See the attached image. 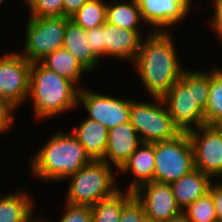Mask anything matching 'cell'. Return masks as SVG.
<instances>
[{"label":"cell","instance_id":"obj_1","mask_svg":"<svg viewBox=\"0 0 222 222\" xmlns=\"http://www.w3.org/2000/svg\"><path fill=\"white\" fill-rule=\"evenodd\" d=\"M172 32L152 31L143 38L133 61L144 89L150 97L162 98L180 79L183 71ZM183 68V69H182Z\"/></svg>","mask_w":222,"mask_h":222},{"label":"cell","instance_id":"obj_2","mask_svg":"<svg viewBox=\"0 0 222 222\" xmlns=\"http://www.w3.org/2000/svg\"><path fill=\"white\" fill-rule=\"evenodd\" d=\"M209 86L210 70L203 72L185 69L171 90L162 97L180 133H188L205 125L204 110L208 102Z\"/></svg>","mask_w":222,"mask_h":222},{"label":"cell","instance_id":"obj_3","mask_svg":"<svg viewBox=\"0 0 222 222\" xmlns=\"http://www.w3.org/2000/svg\"><path fill=\"white\" fill-rule=\"evenodd\" d=\"M31 160L33 175L46 183L66 180L92 161L76 137L62 131L52 135Z\"/></svg>","mask_w":222,"mask_h":222},{"label":"cell","instance_id":"obj_4","mask_svg":"<svg viewBox=\"0 0 222 222\" xmlns=\"http://www.w3.org/2000/svg\"><path fill=\"white\" fill-rule=\"evenodd\" d=\"M80 89L40 62L31 64L29 97L37 119L45 120L76 108Z\"/></svg>","mask_w":222,"mask_h":222},{"label":"cell","instance_id":"obj_5","mask_svg":"<svg viewBox=\"0 0 222 222\" xmlns=\"http://www.w3.org/2000/svg\"><path fill=\"white\" fill-rule=\"evenodd\" d=\"M112 166L94 160L68 177L70 185L65 203L73 206L92 207L99 201L113 196L120 189L116 186Z\"/></svg>","mask_w":222,"mask_h":222},{"label":"cell","instance_id":"obj_6","mask_svg":"<svg viewBox=\"0 0 222 222\" xmlns=\"http://www.w3.org/2000/svg\"><path fill=\"white\" fill-rule=\"evenodd\" d=\"M154 102L132 101L130 123L144 143L170 141L180 135L165 107L163 99L152 97Z\"/></svg>","mask_w":222,"mask_h":222},{"label":"cell","instance_id":"obj_7","mask_svg":"<svg viewBox=\"0 0 222 222\" xmlns=\"http://www.w3.org/2000/svg\"><path fill=\"white\" fill-rule=\"evenodd\" d=\"M154 181L171 184L195 169L194 153L187 133L154 143Z\"/></svg>","mask_w":222,"mask_h":222},{"label":"cell","instance_id":"obj_8","mask_svg":"<svg viewBox=\"0 0 222 222\" xmlns=\"http://www.w3.org/2000/svg\"><path fill=\"white\" fill-rule=\"evenodd\" d=\"M25 29L24 53L21 55L31 63L40 62L63 47L66 16L29 17Z\"/></svg>","mask_w":222,"mask_h":222},{"label":"cell","instance_id":"obj_9","mask_svg":"<svg viewBox=\"0 0 222 222\" xmlns=\"http://www.w3.org/2000/svg\"><path fill=\"white\" fill-rule=\"evenodd\" d=\"M31 64L20 52L0 56V97L16 108L29 98Z\"/></svg>","mask_w":222,"mask_h":222},{"label":"cell","instance_id":"obj_10","mask_svg":"<svg viewBox=\"0 0 222 222\" xmlns=\"http://www.w3.org/2000/svg\"><path fill=\"white\" fill-rule=\"evenodd\" d=\"M195 168L211 178L222 177V127L204 125L187 133Z\"/></svg>","mask_w":222,"mask_h":222},{"label":"cell","instance_id":"obj_11","mask_svg":"<svg viewBox=\"0 0 222 222\" xmlns=\"http://www.w3.org/2000/svg\"><path fill=\"white\" fill-rule=\"evenodd\" d=\"M133 100L90 92L82 87L78 104H83L87 118L97 121L108 130L130 121V107Z\"/></svg>","mask_w":222,"mask_h":222},{"label":"cell","instance_id":"obj_12","mask_svg":"<svg viewBox=\"0 0 222 222\" xmlns=\"http://www.w3.org/2000/svg\"><path fill=\"white\" fill-rule=\"evenodd\" d=\"M133 194L143 206L149 221L165 222L182 216L171 184L153 180L138 187Z\"/></svg>","mask_w":222,"mask_h":222},{"label":"cell","instance_id":"obj_13","mask_svg":"<svg viewBox=\"0 0 222 222\" xmlns=\"http://www.w3.org/2000/svg\"><path fill=\"white\" fill-rule=\"evenodd\" d=\"M143 23L155 26L151 31H169L166 29L181 22L189 13L191 0H137ZM159 28V29H158Z\"/></svg>","mask_w":222,"mask_h":222},{"label":"cell","instance_id":"obj_14","mask_svg":"<svg viewBox=\"0 0 222 222\" xmlns=\"http://www.w3.org/2000/svg\"><path fill=\"white\" fill-rule=\"evenodd\" d=\"M142 143L130 121L116 126L109 130L106 152L102 161L109 165L113 164L117 170H120Z\"/></svg>","mask_w":222,"mask_h":222},{"label":"cell","instance_id":"obj_15","mask_svg":"<svg viewBox=\"0 0 222 222\" xmlns=\"http://www.w3.org/2000/svg\"><path fill=\"white\" fill-rule=\"evenodd\" d=\"M140 30H129L112 25L107 21L103 24V38L105 43V57L119 60H135L142 42Z\"/></svg>","mask_w":222,"mask_h":222},{"label":"cell","instance_id":"obj_16","mask_svg":"<svg viewBox=\"0 0 222 222\" xmlns=\"http://www.w3.org/2000/svg\"><path fill=\"white\" fill-rule=\"evenodd\" d=\"M155 156L154 143H142L121 167L119 172L127 174L132 172L134 179L126 188L134 192L141 185L154 180Z\"/></svg>","mask_w":222,"mask_h":222},{"label":"cell","instance_id":"obj_17","mask_svg":"<svg viewBox=\"0 0 222 222\" xmlns=\"http://www.w3.org/2000/svg\"><path fill=\"white\" fill-rule=\"evenodd\" d=\"M211 179L209 175L195 168L187 175L171 183L176 203L181 211L209 192Z\"/></svg>","mask_w":222,"mask_h":222},{"label":"cell","instance_id":"obj_18","mask_svg":"<svg viewBox=\"0 0 222 222\" xmlns=\"http://www.w3.org/2000/svg\"><path fill=\"white\" fill-rule=\"evenodd\" d=\"M71 132L83 145L92 161L103 160L106 152L109 130L97 121L85 118Z\"/></svg>","mask_w":222,"mask_h":222},{"label":"cell","instance_id":"obj_19","mask_svg":"<svg viewBox=\"0 0 222 222\" xmlns=\"http://www.w3.org/2000/svg\"><path fill=\"white\" fill-rule=\"evenodd\" d=\"M88 39L86 38V30L76 25L70 17L66 16V29L63 47L71 53L88 71H92L99 64V59L87 45Z\"/></svg>","mask_w":222,"mask_h":222},{"label":"cell","instance_id":"obj_20","mask_svg":"<svg viewBox=\"0 0 222 222\" xmlns=\"http://www.w3.org/2000/svg\"><path fill=\"white\" fill-rule=\"evenodd\" d=\"M29 195L18 191L0 196V222H40L33 218L34 203Z\"/></svg>","mask_w":222,"mask_h":222},{"label":"cell","instance_id":"obj_21","mask_svg":"<svg viewBox=\"0 0 222 222\" xmlns=\"http://www.w3.org/2000/svg\"><path fill=\"white\" fill-rule=\"evenodd\" d=\"M40 63L47 69L57 73L61 77L68 79L77 86L81 76L88 72L82 64L64 48L58 49L46 56Z\"/></svg>","mask_w":222,"mask_h":222},{"label":"cell","instance_id":"obj_22","mask_svg":"<svg viewBox=\"0 0 222 222\" xmlns=\"http://www.w3.org/2000/svg\"><path fill=\"white\" fill-rule=\"evenodd\" d=\"M111 1L107 3L106 21L120 28L139 30L143 18L137 0H128L126 3H121L120 0Z\"/></svg>","mask_w":222,"mask_h":222},{"label":"cell","instance_id":"obj_23","mask_svg":"<svg viewBox=\"0 0 222 222\" xmlns=\"http://www.w3.org/2000/svg\"><path fill=\"white\" fill-rule=\"evenodd\" d=\"M134 196L132 191H117L91 207L92 222H119L124 205Z\"/></svg>","mask_w":222,"mask_h":222},{"label":"cell","instance_id":"obj_24","mask_svg":"<svg viewBox=\"0 0 222 222\" xmlns=\"http://www.w3.org/2000/svg\"><path fill=\"white\" fill-rule=\"evenodd\" d=\"M205 125L222 127V69L210 70L207 106L204 110Z\"/></svg>","mask_w":222,"mask_h":222},{"label":"cell","instance_id":"obj_25","mask_svg":"<svg viewBox=\"0 0 222 222\" xmlns=\"http://www.w3.org/2000/svg\"><path fill=\"white\" fill-rule=\"evenodd\" d=\"M107 3L103 0H88L70 16V20L84 30L102 26L106 22Z\"/></svg>","mask_w":222,"mask_h":222},{"label":"cell","instance_id":"obj_26","mask_svg":"<svg viewBox=\"0 0 222 222\" xmlns=\"http://www.w3.org/2000/svg\"><path fill=\"white\" fill-rule=\"evenodd\" d=\"M182 216L186 222H218L211 193L196 199L182 211Z\"/></svg>","mask_w":222,"mask_h":222},{"label":"cell","instance_id":"obj_27","mask_svg":"<svg viewBox=\"0 0 222 222\" xmlns=\"http://www.w3.org/2000/svg\"><path fill=\"white\" fill-rule=\"evenodd\" d=\"M30 17L64 16L63 0H26Z\"/></svg>","mask_w":222,"mask_h":222},{"label":"cell","instance_id":"obj_28","mask_svg":"<svg viewBox=\"0 0 222 222\" xmlns=\"http://www.w3.org/2000/svg\"><path fill=\"white\" fill-rule=\"evenodd\" d=\"M63 217L59 222H92L91 207L89 206H73L66 203ZM40 222H49L48 220H40Z\"/></svg>","mask_w":222,"mask_h":222},{"label":"cell","instance_id":"obj_29","mask_svg":"<svg viewBox=\"0 0 222 222\" xmlns=\"http://www.w3.org/2000/svg\"><path fill=\"white\" fill-rule=\"evenodd\" d=\"M147 220L144 208L133 196L123 207L119 222H145Z\"/></svg>","mask_w":222,"mask_h":222},{"label":"cell","instance_id":"obj_30","mask_svg":"<svg viewBox=\"0 0 222 222\" xmlns=\"http://www.w3.org/2000/svg\"><path fill=\"white\" fill-rule=\"evenodd\" d=\"M86 38L91 51L100 59L105 57V43L103 38V25L86 30Z\"/></svg>","mask_w":222,"mask_h":222},{"label":"cell","instance_id":"obj_31","mask_svg":"<svg viewBox=\"0 0 222 222\" xmlns=\"http://www.w3.org/2000/svg\"><path fill=\"white\" fill-rule=\"evenodd\" d=\"M9 101L0 97V134L8 131L13 124L14 116L13 112L16 110Z\"/></svg>","mask_w":222,"mask_h":222},{"label":"cell","instance_id":"obj_32","mask_svg":"<svg viewBox=\"0 0 222 222\" xmlns=\"http://www.w3.org/2000/svg\"><path fill=\"white\" fill-rule=\"evenodd\" d=\"M222 182V181H221ZM212 183L209 188V192L212 195L214 207L216 210V217L218 222H222V183Z\"/></svg>","mask_w":222,"mask_h":222},{"label":"cell","instance_id":"obj_33","mask_svg":"<svg viewBox=\"0 0 222 222\" xmlns=\"http://www.w3.org/2000/svg\"><path fill=\"white\" fill-rule=\"evenodd\" d=\"M214 15L210 19L211 28L217 33L219 38L222 39V0H214Z\"/></svg>","mask_w":222,"mask_h":222},{"label":"cell","instance_id":"obj_34","mask_svg":"<svg viewBox=\"0 0 222 222\" xmlns=\"http://www.w3.org/2000/svg\"><path fill=\"white\" fill-rule=\"evenodd\" d=\"M88 0H63L64 16L70 17Z\"/></svg>","mask_w":222,"mask_h":222},{"label":"cell","instance_id":"obj_35","mask_svg":"<svg viewBox=\"0 0 222 222\" xmlns=\"http://www.w3.org/2000/svg\"><path fill=\"white\" fill-rule=\"evenodd\" d=\"M165 222H186L183 218V216L177 218V219H174V220H170V221H165Z\"/></svg>","mask_w":222,"mask_h":222}]
</instances>
